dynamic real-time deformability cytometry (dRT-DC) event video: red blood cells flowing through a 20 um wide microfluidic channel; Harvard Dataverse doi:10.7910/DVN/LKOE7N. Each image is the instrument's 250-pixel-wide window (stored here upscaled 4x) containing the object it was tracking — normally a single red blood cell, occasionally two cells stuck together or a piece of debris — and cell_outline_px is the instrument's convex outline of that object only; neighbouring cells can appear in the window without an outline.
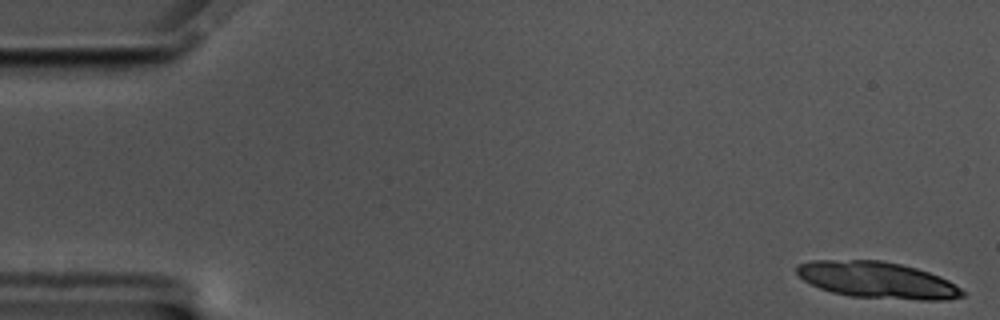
{"species": "common noctule bat (a hibernating species)", "species_latin": "Nyctalus noctula", "temperature_condition": "cold", "stored_images_in_passage": 15, "camera_frame_rate_fps": 3000, "um_per_image_px": 0.085, "animal": {"sex": "male", "body_mass_g": 17.5, "forearm_length_mm": 52.3}, "frame": {"image": 1, "passage_image": 1, "time_ms": 0.0, "image_size_px": [1000, 320], "cell_outline_px": [[964, 296], [948, 300], [920, 300], [848, 296], [832, 292], [820, 288], [804, 280], [796, 272], [796, 264], [812, 260], [880, 260], [900, 264], [916, 268], [940, 276], [948, 280], [960, 288], [964, 292]], "centroid_in_image_um": [74.57, 23.8], "position_along_channel_um": 10.4, "area_um2": 35.2}}